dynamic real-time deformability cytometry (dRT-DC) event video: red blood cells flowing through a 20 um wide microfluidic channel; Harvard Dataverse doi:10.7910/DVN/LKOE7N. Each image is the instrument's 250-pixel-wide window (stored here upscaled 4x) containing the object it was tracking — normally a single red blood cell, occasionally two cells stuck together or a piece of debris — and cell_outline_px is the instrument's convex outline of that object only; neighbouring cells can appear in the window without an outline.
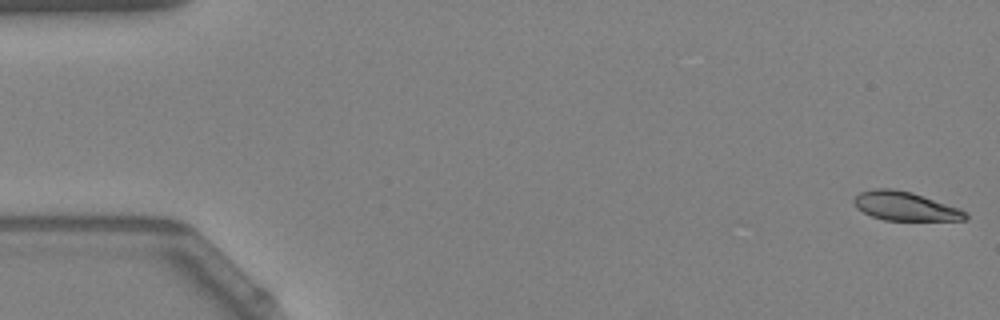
{"species": "Egyptian fruit bat (a non-hibernating species)", "species_latin": "Rousettus aegyptiacus", "temperature_condition": "warm", "stored_images_in_passage": 55, "camera_frame_rate_fps": 3000, "um_per_image_px": 0.085, "animal": {"sex": "female"}, "frame": {"image": 1, "passage_image": 1, "time_ms": 0.0, "image_size_px": [1000, 320], "cell_outline_px": [[968, 220], [884, 220], [872, 216], [856, 208], [852, 200], [860, 192], [876, 188], [892, 188], [912, 192], [960, 208], [968, 212]], "centroid_in_image_um": [76.96, 17.52], "position_along_channel_um": 8.0, "area_um2": 18.84}}
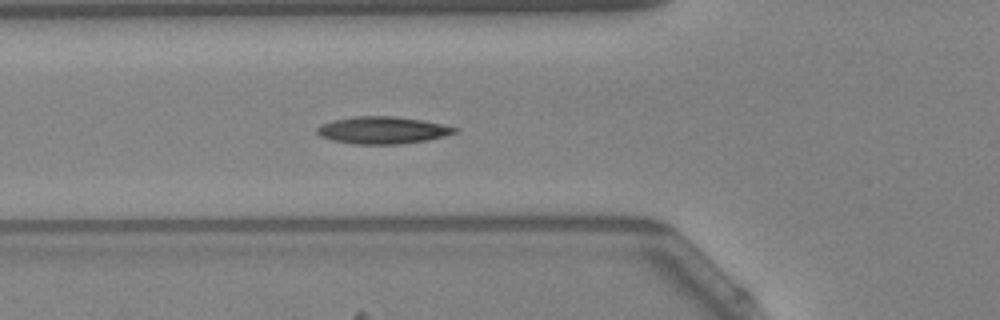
{"frame": {"image": 2, "passage_image": 20, "time_ms": 6.333, "image_size_px": [1000, 320], "cell_outline_px": [[456, 132], [444, 136], [428, 140], [400, 144], [356, 144], [332, 140], [320, 136], [316, 132], [316, 128], [324, 124], [336, 120], [356, 116], [392, 116], [420, 120], [440, 124], [456, 128]], "centroid_in_image_um": [32.5, 11.08], "position_along_channel_um": 93.3, "area_um2": 21.39}}
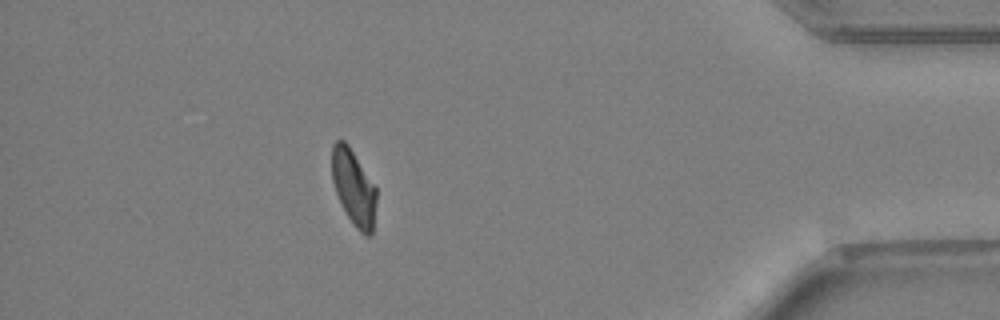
{"frame": {"image": 3, "passage_image": 49, "time_ms": 16.0, "image_size_px": [1000, 320], "cell_outline_px": [[376, 200], [372, 236], [364, 236], [352, 224], [340, 204], [332, 180], [332, 144], [336, 140], [344, 140], [348, 144], [376, 188]], "centroid_in_image_um": [30.05, 15.97], "position_along_channel_um": 405.2, "area_um2": 19.65}, "authors_computed_cell_mechanics": {"area_um2": 20.2878, "velocity_mm_per_s": 3.7157, "shape_relaxation_time_tau1_ms": 7.678, "shape_relaxation_time_tau2_ms": 3.0544, "deformation_change_tau1": 0.1701, "deformation_change_tau2": 0.0875}}